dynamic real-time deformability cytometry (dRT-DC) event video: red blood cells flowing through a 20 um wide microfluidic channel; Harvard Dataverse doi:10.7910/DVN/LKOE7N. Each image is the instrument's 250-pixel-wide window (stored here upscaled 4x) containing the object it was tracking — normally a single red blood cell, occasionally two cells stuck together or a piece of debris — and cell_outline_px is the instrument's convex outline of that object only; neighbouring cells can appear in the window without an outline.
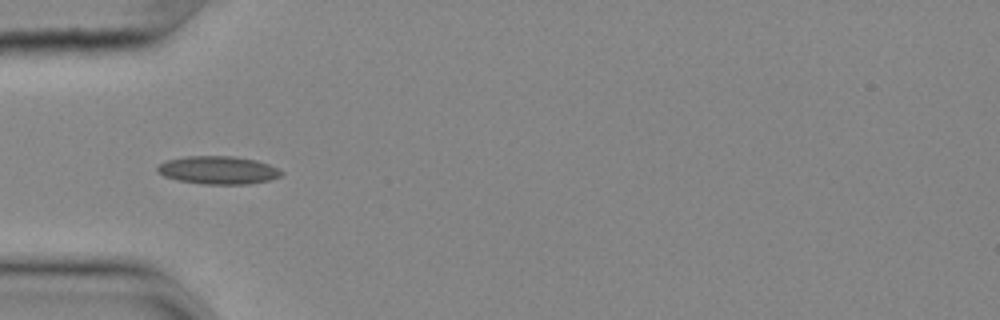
{"species": "common noctule bat (a hibernating species)", "species_latin": "Nyctalus noctula", "temperature_condition": "cold", "stored_images_in_passage": 39, "camera_frame_rate_fps": 3000, "um_per_image_px": 0.085, "animal": {"sex": "female", "body_mass_g": 25.1}, "frame": {"image": 1, "passage_image": 1, "time_ms": 0.0, "image_size_px": [1000, 320], "cell_outline_px": [[284, 172], [280, 176], [268, 180], [248, 184], [204, 184], [180, 180], [164, 176], [156, 172], [156, 168], [160, 164], [168, 160], [184, 156], [232, 156], [256, 160], [268, 164]], "centroid_in_image_um": [18.53, 14.45], "position_along_channel_um": 66.5, "area_um2": 20.06}}
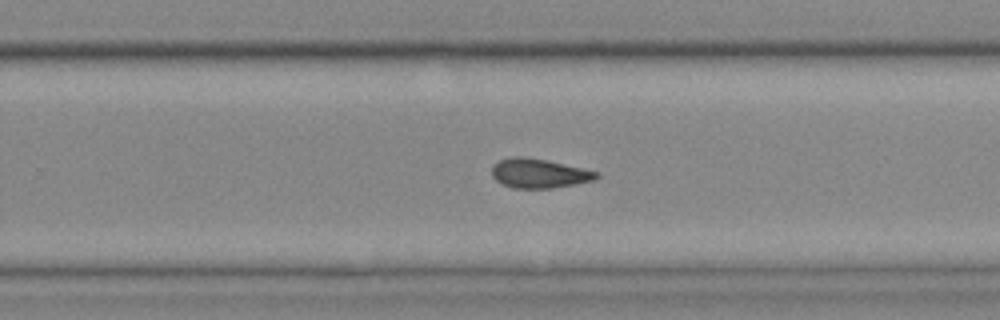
{"frame": {"image": 2, "passage_image": 19, "time_ms": 6.0, "image_size_px": [1000, 320], "cell_outline_px": [[600, 176], [592, 180], [576, 184], [552, 188], [512, 188], [496, 180], [492, 176], [492, 164], [500, 160], [512, 156], [524, 156], [548, 160], [600, 172]], "centroid_in_image_um": [45.82, 14.72], "position_along_channel_um": 284.0, "area_um2": 17.98}}
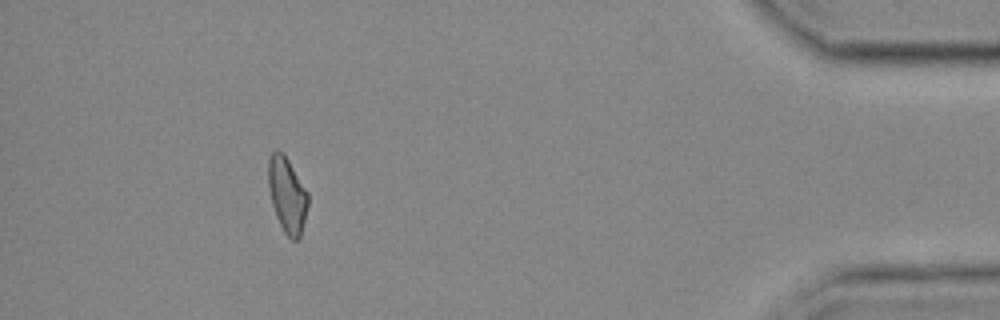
{"frame": {"image": 3, "passage_image": 34, "time_ms": 11.0, "image_size_px": [1000, 320], "cell_outline_px": [[308, 204], [300, 236], [296, 240], [292, 240], [284, 232], [276, 216], [272, 204], [268, 188], [268, 160], [272, 152], [276, 148], [284, 152], [308, 192]], "centroid_in_image_um": [24.39, 16.51], "position_along_channel_um": 410.8, "area_um2": 17.51}, "authors_computed_cell_mechanics": {"area_um2": 17.8602, "velocity_mm_per_s": 3.649, "shape_relaxation_time_tau1_ms": 4.4994, "shape_relaxation_time_tau2_ms": 2.1956, "deformation_change_tau1": 0.1178, "deformation_change_tau2": 0.0942}}